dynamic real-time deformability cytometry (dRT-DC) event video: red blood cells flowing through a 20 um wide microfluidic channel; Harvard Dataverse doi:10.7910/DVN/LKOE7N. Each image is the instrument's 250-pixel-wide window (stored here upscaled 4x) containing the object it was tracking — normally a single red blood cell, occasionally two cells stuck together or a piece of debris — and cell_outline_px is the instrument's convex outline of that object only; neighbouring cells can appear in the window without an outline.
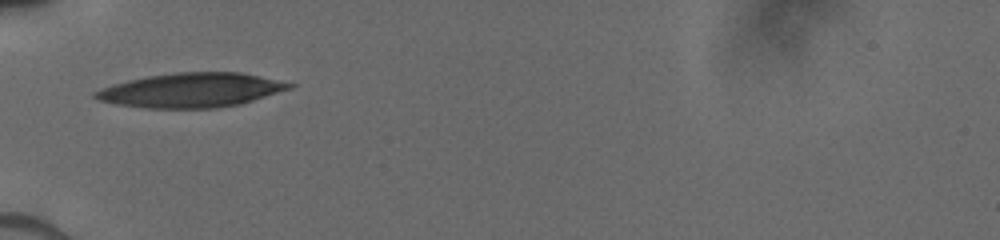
{"species": "human", "species_latin": "Homo sapiens", "temperature_condition": "cold", "stored_images_in_passage": 15, "camera_frame_rate_fps": 3000, "um_per_image_px": 0.085, "donor": {"sex": "male"}, "frame": {"image": 1, "passage_image": 1, "time_ms": 0.0, "image_size_px": [1000, 240], "cell_outline_px": [[296, 84], [292, 88], [240, 104], [220, 108], [144, 108], [116, 104], [96, 100], [92, 96], [92, 92], [100, 88], [112, 84], [128, 80], [148, 76], [176, 72], [240, 72]], "centroid_in_image_um": [16.2, 7.67], "position_along_channel_um": 68.8, "area_um2": 38.96}}
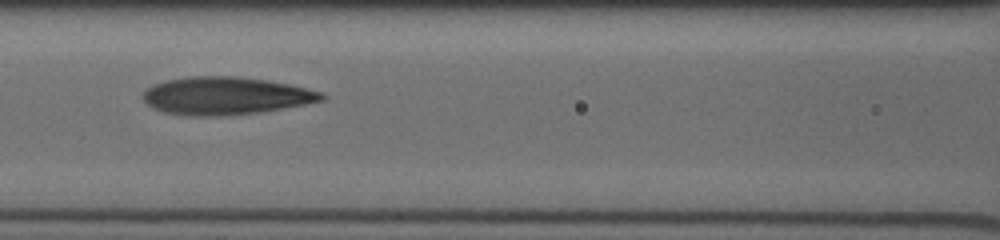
{"frame": {"image": 2, "passage_image": 9, "time_ms": 2.0, "image_size_px": [1000, 240], "cell_outline_px": [[328, 96], [324, 100], [284, 108], [260, 112], [224, 116], [184, 116], [164, 112], [152, 108], [140, 96], [144, 88], [152, 84], [168, 80], [188, 76], [240, 76], [288, 84], [320, 92]], "centroid_in_image_um": [19.11, 8.15], "position_along_channel_um": 147.5, "area_um2": 39.54}}
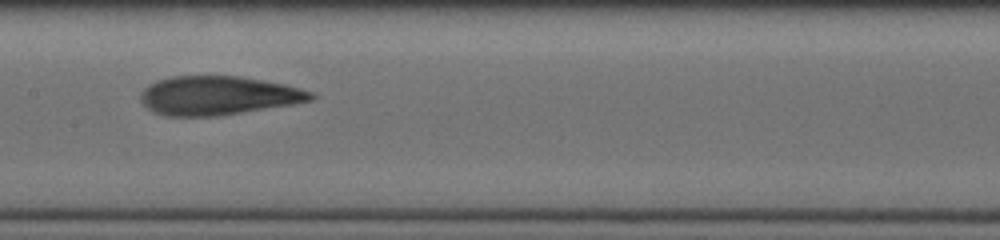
{"frame": {"image": 3, "passage_image": 14, "time_ms": 3.0, "image_size_px": [1000, 240], "cell_outline_px": [[316, 96], [312, 100], [292, 104], [220, 116], [168, 116], [156, 112], [148, 108], [140, 100], [140, 92], [148, 84], [156, 80], [172, 76], [240, 76], [284, 84], [300, 88], [312, 92]], "centroid_in_image_um": [18.52, 8.12], "position_along_channel_um": 188.9, "area_um2": 38.55}}